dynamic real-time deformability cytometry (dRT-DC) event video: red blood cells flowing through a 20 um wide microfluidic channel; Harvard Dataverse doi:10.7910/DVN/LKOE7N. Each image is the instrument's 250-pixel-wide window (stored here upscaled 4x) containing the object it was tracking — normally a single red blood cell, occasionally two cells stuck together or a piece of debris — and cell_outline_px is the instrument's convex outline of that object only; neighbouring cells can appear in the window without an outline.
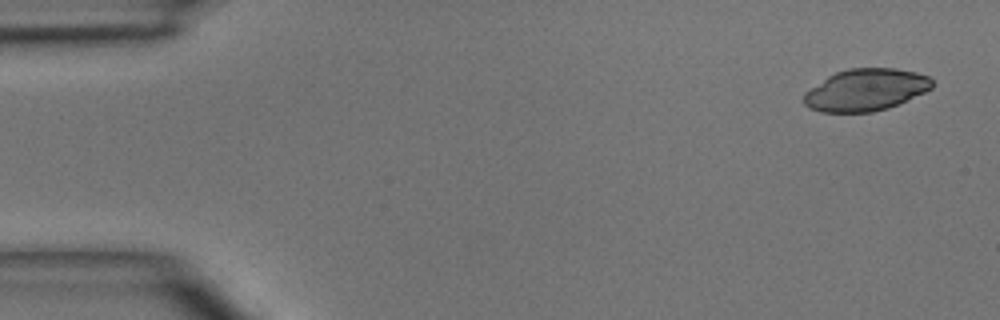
{"species": "common noctule bat (a hibernating species)", "species_latin": "Nyctalus noctula", "temperature_condition": "room temperature", "stored_images_in_passage": 4, "camera_frame_rate_fps": 3000, "um_per_image_px": 0.085, "animal": {"sex": "male", "body_mass_g": 15.6}, "frame": {"image": 1, "passage_image": 1, "time_ms": 0.0, "image_size_px": [1000, 320], "cell_outline_px": [[932, 88], [924, 92], [888, 108], [872, 112], [820, 112], [808, 108], [804, 104], [804, 92], [828, 76], [836, 72], [848, 68], [896, 68], [916, 72], [928, 76], [932, 80]], "centroid_in_image_um": [73.56, 7.64], "position_along_channel_um": 11.4, "area_um2": 31.33}}